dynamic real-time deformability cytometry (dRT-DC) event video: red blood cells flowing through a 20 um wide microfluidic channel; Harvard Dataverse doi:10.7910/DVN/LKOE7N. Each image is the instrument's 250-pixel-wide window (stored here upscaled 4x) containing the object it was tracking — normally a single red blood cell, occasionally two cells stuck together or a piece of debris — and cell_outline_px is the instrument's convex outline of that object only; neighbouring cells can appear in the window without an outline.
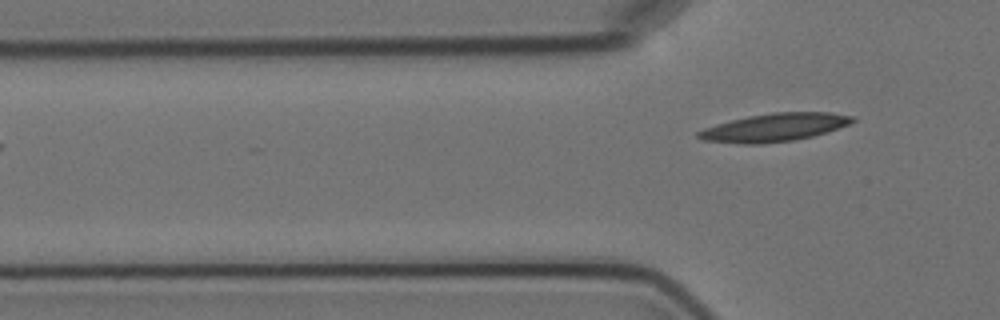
{"species": "Egyptian fruit bat (a non-hibernating species)", "species_latin": "Rousettus aegyptiacus", "temperature_condition": "cold", "stored_images_in_passage": 3, "segment_of_instrument_passage": [2, 2], "camera_frame_rate_fps": 3000, "um_per_image_px": 0.085, "animal": {"sex": "female"}, "frame": {"image": 1, "passage_image": 3, "time_ms": 2.0, "image_size_px": [1000, 320], "cell_outline_px": [[856, 120], [848, 124], [828, 132], [796, 140], [760, 144], [740, 144], [700, 140], [696, 136], [696, 132], [704, 128], [716, 124], [748, 116], [772, 112], [832, 112], [856, 116]], "centroid_in_image_um": [65.83, 10.83], "position_along_channel_um": 60.0, "area_um2": 25.49}}